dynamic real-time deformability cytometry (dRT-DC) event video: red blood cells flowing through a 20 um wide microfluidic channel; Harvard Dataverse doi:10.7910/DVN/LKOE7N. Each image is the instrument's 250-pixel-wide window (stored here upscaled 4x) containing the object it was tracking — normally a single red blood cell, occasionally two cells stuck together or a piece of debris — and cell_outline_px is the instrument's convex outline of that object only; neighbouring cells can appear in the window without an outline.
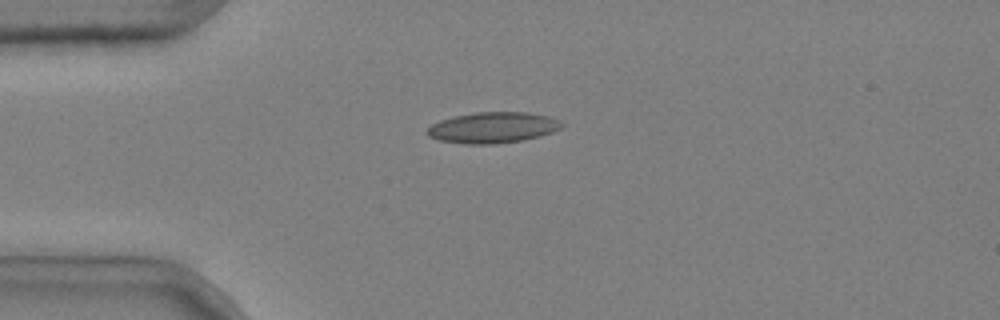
{"species": "common noctule bat (a hibernating species)", "species_latin": "Nyctalus noctula", "temperature_condition": "cold", "stored_images_in_passage": 7, "camera_frame_rate_fps": 3000, "um_per_image_px": 0.085, "animal": {"sex": "male", "body_mass_g": 20.4}, "frame": {"image": 1, "passage_image": 3, "time_ms": 0.667, "image_size_px": [1000, 320], "cell_outline_px": [[564, 124], [560, 128], [552, 132], [540, 136], [524, 140], [492, 144], [464, 144], [440, 140], [428, 136], [424, 132], [432, 124], [440, 120], [456, 116], [476, 112], [528, 112], [548, 116]], "centroid_in_image_um": [41.87, 10.85], "position_along_channel_um": 43.1, "area_um2": 24.16}}